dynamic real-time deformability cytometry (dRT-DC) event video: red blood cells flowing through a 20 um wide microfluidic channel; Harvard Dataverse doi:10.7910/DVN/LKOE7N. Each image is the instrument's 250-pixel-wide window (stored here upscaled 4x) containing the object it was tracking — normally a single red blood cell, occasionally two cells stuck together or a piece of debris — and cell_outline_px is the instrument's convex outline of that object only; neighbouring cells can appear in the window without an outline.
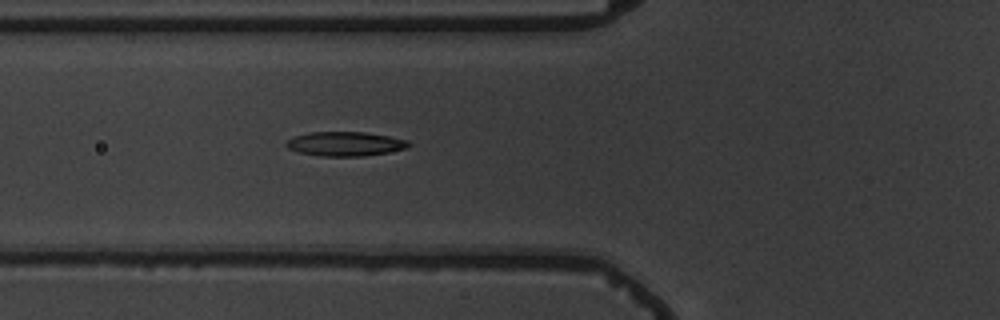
{"species": "common noctule bat (a hibernating species)", "species_latin": "Nyctalus noctula", "temperature_condition": "warm", "stored_images_in_passage": 2, "camera_frame_rate_fps": 3000, "um_per_image_px": 0.085, "animal": {"sex": "male", "body_mass_g": 19.5, "forearm_length_mm": 54.6}, "frame": {"image": 1, "passage_image": 2, "time_ms": 1.0, "image_size_px": [1000, 320], "cell_outline_px": [[412, 144], [404, 148], [388, 152], [364, 156], [320, 156], [300, 152], [288, 148], [284, 144], [292, 136], [308, 132], [364, 132], [388, 136], [408, 140]], "centroid_in_image_um": [29.31, 12.22], "position_along_channel_um": 96.5, "area_um2": 17.28}}